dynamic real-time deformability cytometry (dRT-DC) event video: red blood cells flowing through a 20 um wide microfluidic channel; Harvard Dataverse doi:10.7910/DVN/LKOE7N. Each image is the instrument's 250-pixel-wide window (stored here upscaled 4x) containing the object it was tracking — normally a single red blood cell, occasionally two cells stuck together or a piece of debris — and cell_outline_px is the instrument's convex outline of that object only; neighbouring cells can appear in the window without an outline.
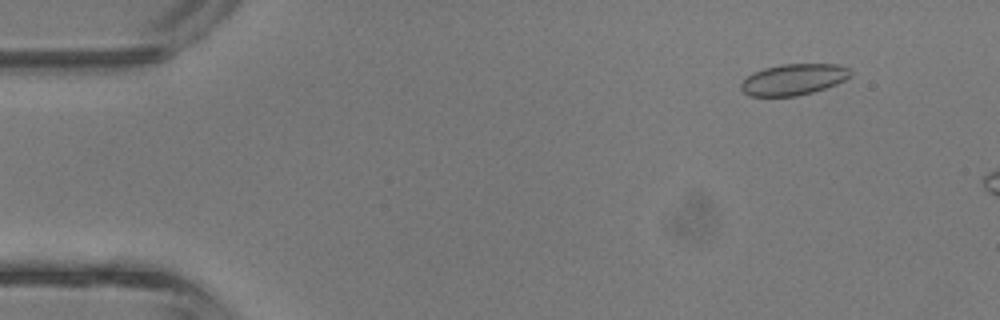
{"species": "common noctule bat (a hibernating species)", "species_latin": "Nyctalus noctula", "temperature_condition": "room temperature", "stored_images_in_passage": 40, "camera_frame_rate_fps": 3000, "um_per_image_px": 0.085, "animal": {"sex": "male", "body_mass_g": 13.3}, "frame": {"image": 1, "passage_image": 5, "time_ms": 1.333, "image_size_px": [1000, 320], "cell_outline_px": [[852, 76], [836, 84], [812, 92], [796, 96], [752, 96], [744, 92], [740, 88], [740, 84], [752, 72], [764, 68], [780, 64], [840, 64], [848, 68], [852, 72]], "centroid_in_image_um": [67.46, 6.74], "position_along_channel_um": 17.5, "area_um2": 19.88}}
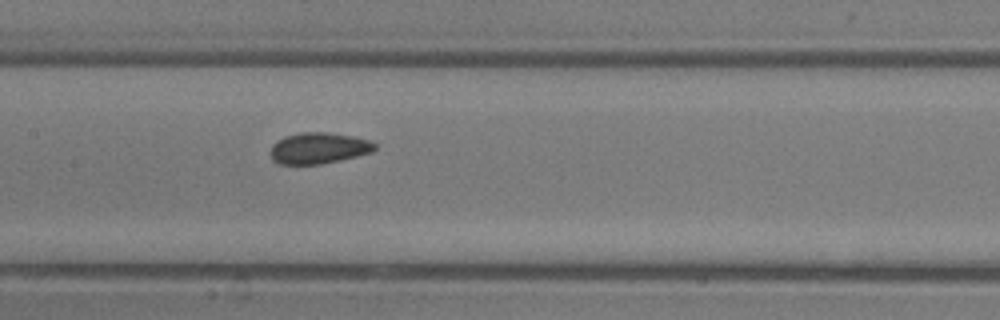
{"frame": {"image": 2, "passage_image": 21, "time_ms": 6.667, "image_size_px": [1000, 320], "cell_outline_px": [[376, 148], [372, 152], [340, 160], [320, 164], [280, 164], [272, 160], [272, 144], [276, 140], [284, 136], [300, 132], [328, 132], [352, 136], [368, 140], [376, 144]], "centroid_in_image_um": [27.07, 12.58], "position_along_channel_um": 180.3, "area_um2": 18.9}}
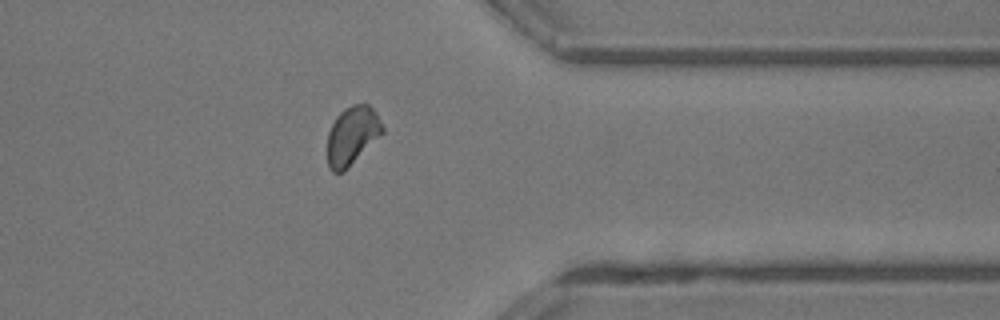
{"frame": {"image": 3, "passage_image": 34, "time_ms": 11.0, "image_size_px": [1000, 320], "cell_outline_px": [[384, 132], [344, 172], [332, 172], [328, 168], [328, 132], [336, 116], [344, 108], [352, 104], [368, 104], [376, 112], [384, 128]], "centroid_in_image_um": [29.93, 11.52], "position_along_channel_um": 381.5, "area_um2": 18.79}}